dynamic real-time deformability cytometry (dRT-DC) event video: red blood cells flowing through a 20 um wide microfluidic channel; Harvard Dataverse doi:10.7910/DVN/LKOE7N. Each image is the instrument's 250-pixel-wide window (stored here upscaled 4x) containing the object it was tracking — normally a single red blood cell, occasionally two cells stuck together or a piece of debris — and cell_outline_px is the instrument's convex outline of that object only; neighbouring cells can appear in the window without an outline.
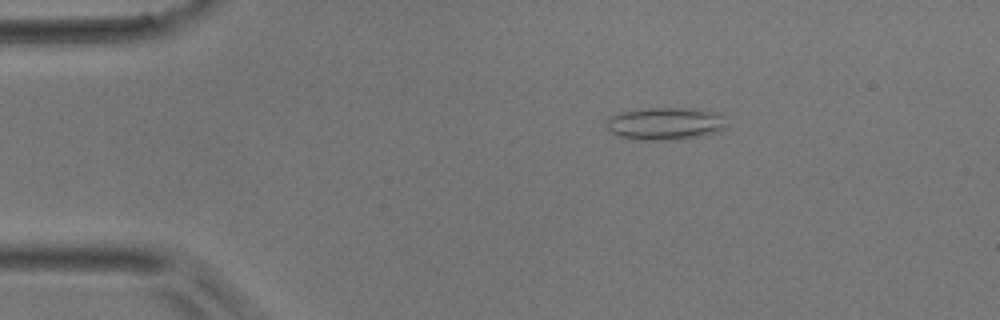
{"species": "common noctule bat (a hibernating species)", "species_latin": "Nyctalus noctula", "temperature_condition": "room temperature", "stored_images_in_passage": 42, "camera_frame_rate_fps": 3000, "um_per_image_px": 0.085, "animal": {"sex": "male", "body_mass_g": 17.9}, "frame": {"image": 1, "passage_image": 3, "time_ms": 0.667, "image_size_px": [1000, 320], "cell_outline_px": [[724, 128], [716, 132], [700, 136], [676, 140], [632, 140], [616, 136], [604, 124], [604, 120], [608, 116], [616, 112], [640, 108], [688, 108], [708, 112], [724, 116]], "centroid_in_image_um": [56.39, 10.51], "position_along_channel_um": 28.6, "area_um2": 23.06}}
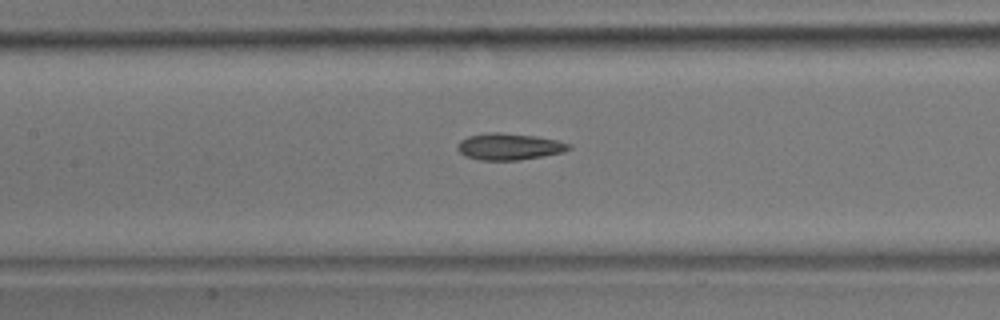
{"frame": {"image": 2, "passage_image": 17, "time_ms": 5.333, "image_size_px": [1000, 320], "cell_outline_px": [[572, 148], [564, 152], [520, 160], [480, 160], [464, 156], [456, 148], [460, 140], [468, 136], [492, 132], [496, 132], [536, 136], [556, 140], [572, 144]], "centroid_in_image_um": [43.28, 12.46], "position_along_channel_um": 164.1, "area_um2": 17.28}}
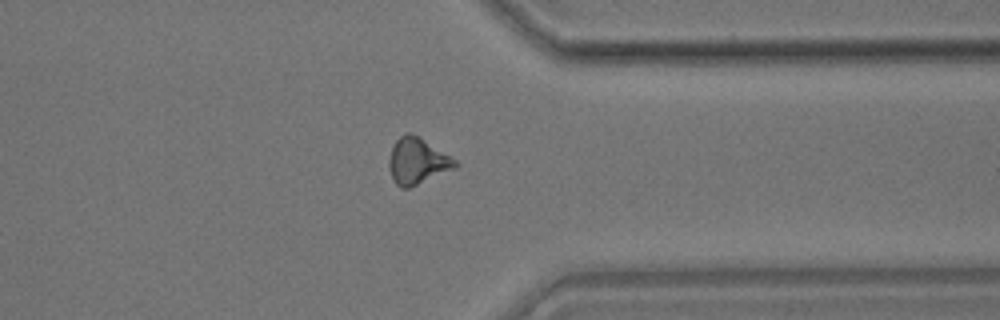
{"frame": {"image": 3, "passage_image": 33, "time_ms": 10.667, "image_size_px": [1000, 320], "cell_outline_px": [[456, 168], [408, 188], [400, 188], [396, 184], [388, 168], [388, 160], [392, 148], [396, 140], [400, 136], [408, 132], [416, 136], [456, 160]], "centroid_in_image_um": [35.43, 13.72], "position_along_channel_um": 376.0, "area_um2": 17.28}}